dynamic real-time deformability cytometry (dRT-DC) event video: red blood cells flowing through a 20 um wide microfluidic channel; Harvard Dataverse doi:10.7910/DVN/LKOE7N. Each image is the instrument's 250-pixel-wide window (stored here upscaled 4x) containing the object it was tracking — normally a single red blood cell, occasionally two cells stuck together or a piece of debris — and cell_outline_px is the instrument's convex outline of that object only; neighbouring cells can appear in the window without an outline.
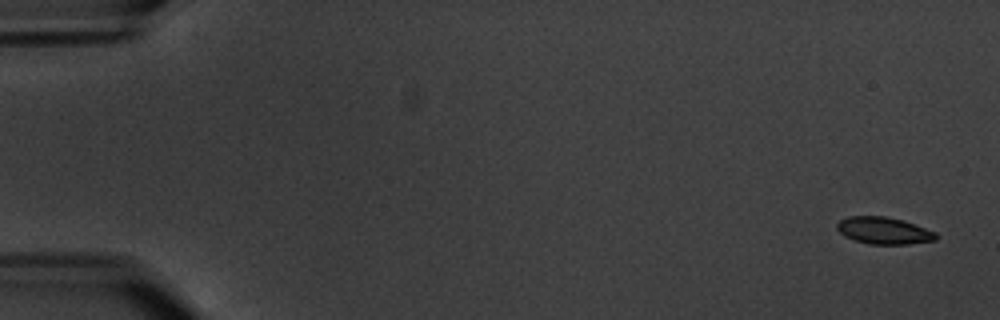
{"species": "common noctule bat (a hibernating species)", "species_latin": "Nyctalus noctula", "temperature_condition": "warm", "stored_images_in_passage": 4, "camera_frame_rate_fps": 3000, "um_per_image_px": 0.085, "animal": {"sex": "male", "body_mass_g": 20.1, "forearm_length_mm": 53.5}, "frame": {"image": 1, "passage_image": 1, "time_ms": 0.0, "image_size_px": [1000, 320], "cell_outline_px": [[940, 236], [936, 240], [908, 244], [868, 244], [844, 236], [836, 228], [836, 224], [840, 220], [848, 216], [888, 216], [904, 220], [936, 232]], "centroid_in_image_um": [75.15, 19.59], "position_along_channel_um": 9.9, "area_um2": 15.72}}